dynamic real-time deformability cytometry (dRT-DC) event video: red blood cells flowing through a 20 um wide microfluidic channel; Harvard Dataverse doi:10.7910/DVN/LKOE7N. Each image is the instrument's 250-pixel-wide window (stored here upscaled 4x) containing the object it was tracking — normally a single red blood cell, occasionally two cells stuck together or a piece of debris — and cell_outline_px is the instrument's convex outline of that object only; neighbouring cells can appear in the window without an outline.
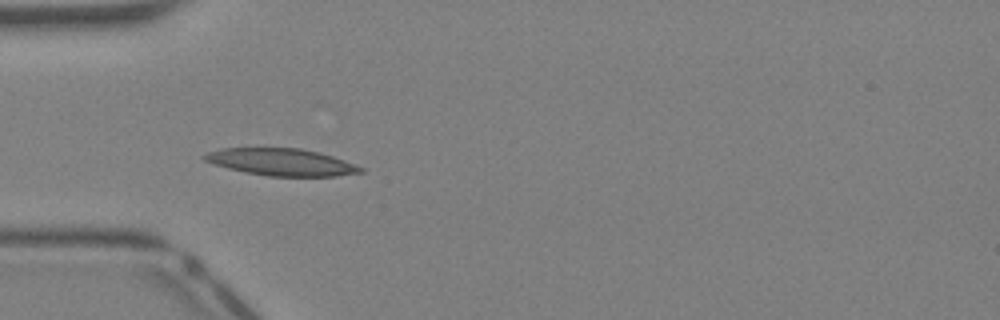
{"species": "Egyptian fruit bat (a non-hibernating species)", "species_latin": "Rousettus aegyptiacus", "temperature_condition": "warm", "stored_images_in_passage": 33, "camera_frame_rate_fps": 3000, "um_per_image_px": 0.085, "animal": {"sex": "female"}, "frame": {"image": 1, "passage_image": 5, "time_ms": 1.333, "image_size_px": [1000, 320], "cell_outline_px": [[364, 172], [336, 176], [268, 176], [244, 172], [212, 164], [204, 160], [200, 156], [208, 152], [220, 148], [300, 148], [320, 152], [344, 160], [364, 168]], "centroid_in_image_um": [23.89, 13.77], "position_along_channel_um": 61.1, "area_um2": 24.74}}
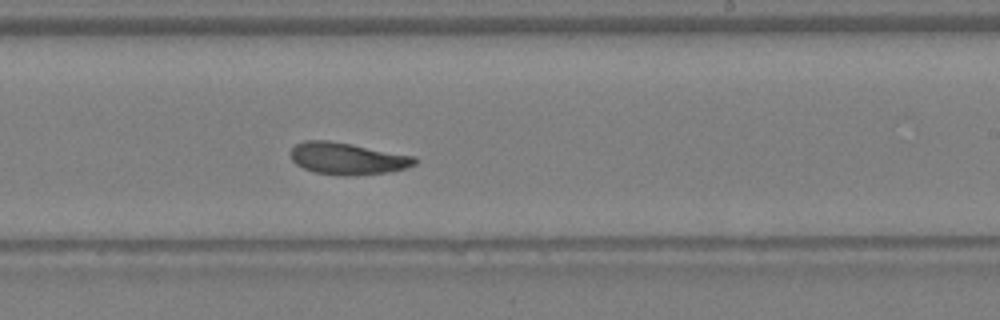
{"frame": {"image": 2, "passage_image": 17, "time_ms": 5.333, "image_size_px": [1000, 320], "cell_outline_px": [[416, 164], [404, 168], [388, 172], [352, 176], [344, 176], [316, 172], [304, 168], [296, 164], [292, 160], [292, 148], [296, 144], [304, 140], [328, 140], [352, 144], [416, 156]], "centroid_in_image_um": [29.54, 13.47], "position_along_channel_um": 259.5, "area_um2": 23.0}}
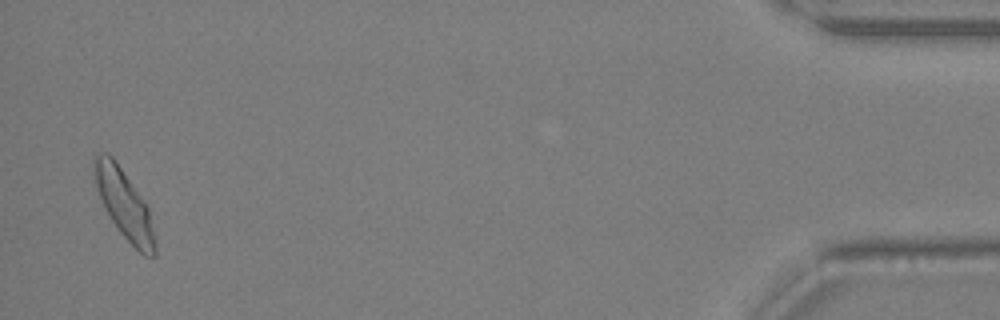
{"frame": {"image": 3, "passage_image": 32, "time_ms": 10.333, "image_size_px": [1000, 320], "cell_outline_px": [[156, 256], [144, 256], [120, 232], [112, 220], [100, 196], [92, 172], [92, 160], [100, 152], [108, 152], [116, 160], [148, 208], [156, 240]], "centroid_in_image_um": [10.55, 17.33], "position_along_channel_um": 424.6, "area_um2": 23.93}}